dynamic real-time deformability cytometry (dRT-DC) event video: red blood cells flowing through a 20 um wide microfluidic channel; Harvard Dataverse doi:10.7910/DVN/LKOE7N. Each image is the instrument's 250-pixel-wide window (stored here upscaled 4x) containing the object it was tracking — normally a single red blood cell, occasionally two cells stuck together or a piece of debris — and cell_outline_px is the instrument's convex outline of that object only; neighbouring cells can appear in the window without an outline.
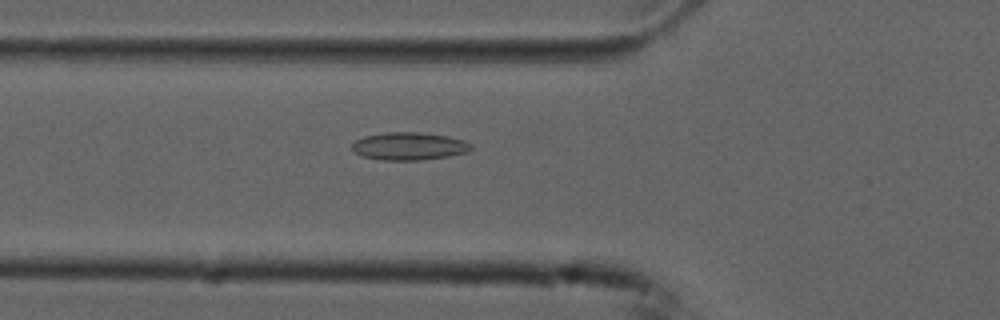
{"species": "common noctule bat (a hibernating species)", "species_latin": "Nyctalus noctula", "temperature_condition": "cold", "stored_images_in_passage": 54, "camera_frame_rate_fps": 3000, "um_per_image_px": 0.085, "animal": {"sex": "male", "forearm_length_mm": 52.5}, "frame": {"image": 1, "passage_image": 19, "time_ms": 6.0, "image_size_px": [1000, 320], "cell_outline_px": [[472, 148], [464, 152], [448, 156], [420, 160], [380, 160], [360, 156], [352, 148], [352, 144], [356, 140], [364, 136], [384, 132], [420, 132], [448, 136], [464, 140], [472, 144]], "centroid_in_image_um": [34.74, 12.42], "position_along_channel_um": 91.1, "area_um2": 19.25}}
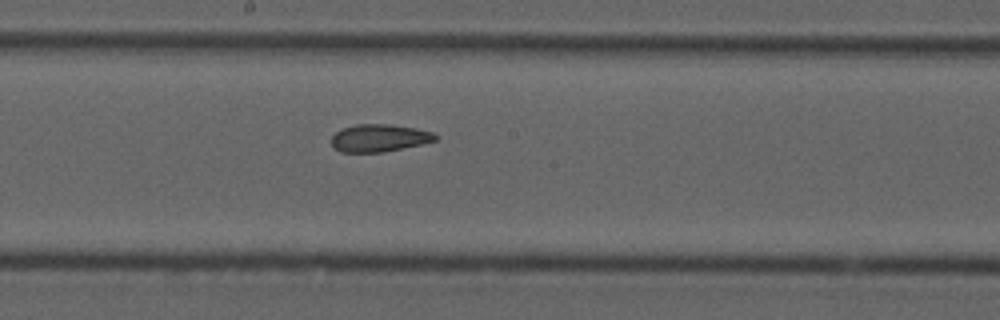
{"frame": {"image": 2, "passage_image": 29, "time_ms": 9.333, "image_size_px": [1000, 320], "cell_outline_px": [[440, 136], [436, 140], [424, 144], [384, 152], [340, 152], [332, 148], [332, 136], [340, 128], [356, 124], [388, 124], [416, 128], [432, 132]], "centroid_in_image_um": [32.24, 11.73], "position_along_channel_um": 216.0, "area_um2": 16.94}}
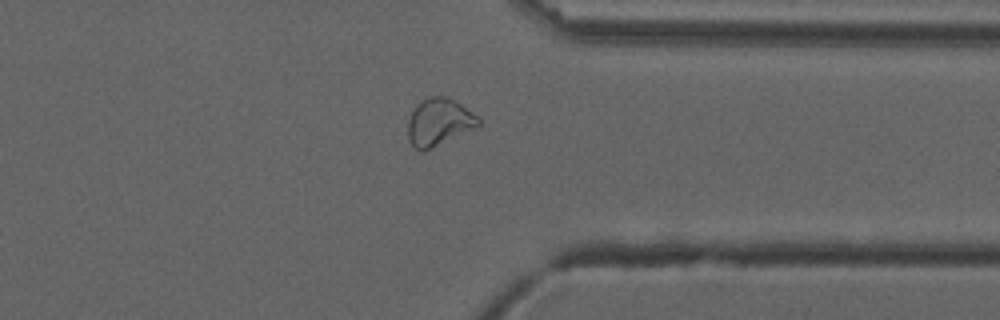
{"frame": {"image": 3, "passage_image": 42, "time_ms": 13.667, "image_size_px": [1000, 320], "cell_outline_px": [[480, 124], [424, 152], [420, 152], [412, 144], [408, 136], [408, 120], [412, 112], [428, 96], [448, 96], [472, 112], [480, 120]], "centroid_in_image_um": [37.29, 10.38], "position_along_channel_um": 374.1, "area_um2": 18.84}, "authors_computed_cell_mechanics": {"area_um2": 19.7965, "velocity_mm_per_s": 3.7313, "shape_relaxation_time_tau1_ms": null, "shape_relaxation_time_tau2_ms": 2.6794, "deformation_change_tau1": null, "deformation_change_tau2": 0.0833}}